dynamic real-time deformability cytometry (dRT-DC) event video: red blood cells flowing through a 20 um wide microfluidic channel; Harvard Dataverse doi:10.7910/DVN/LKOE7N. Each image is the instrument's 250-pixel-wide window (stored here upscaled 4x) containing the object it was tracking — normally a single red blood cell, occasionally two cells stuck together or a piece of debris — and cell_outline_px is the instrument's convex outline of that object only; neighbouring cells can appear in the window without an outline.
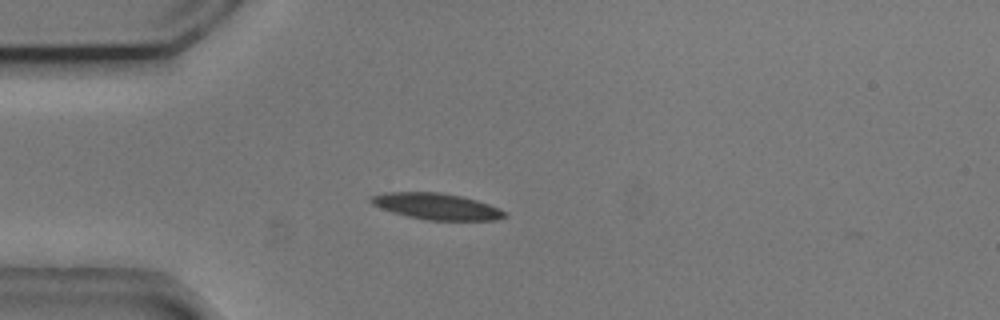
{"species": "common noctule bat (a hibernating species)", "species_latin": "Nyctalus noctula", "temperature_condition": "cold", "stored_images_in_passage": 41, "camera_frame_rate_fps": 3000, "um_per_image_px": 0.085, "animal": {"sex": "male", "body_mass_g": 20.5, "forearm_length_mm": 52.5}, "frame": {"image": 1, "passage_image": 5, "time_ms": 1.333, "image_size_px": [1000, 320], "cell_outline_px": [[508, 216], [496, 220], [428, 220], [408, 216], [392, 212], [380, 208], [372, 204], [368, 200], [368, 196], [384, 192], [440, 192], [460, 196], [476, 200], [500, 208]], "centroid_in_image_um": [37.06, 17.53], "position_along_channel_um": 47.9, "area_um2": 20.52}}
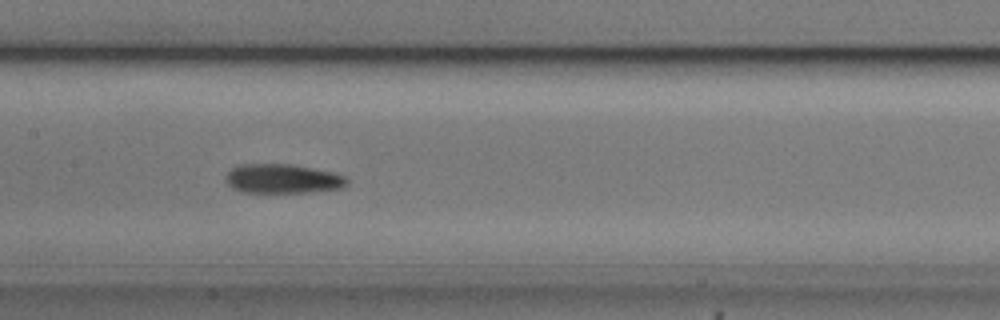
{"frame": {"image": 2, "passage_image": 17, "time_ms": 5.333, "image_size_px": [1000, 320], "cell_outline_px": [[348, 184], [344, 188], [312, 192], [240, 192], [232, 188], [224, 180], [224, 176], [232, 168], [240, 164], [288, 164], [312, 168], [332, 172], [344, 176], [348, 180]], "centroid_in_image_um": [24.01, 15.2], "position_along_channel_um": 183.4, "area_um2": 20.81}}
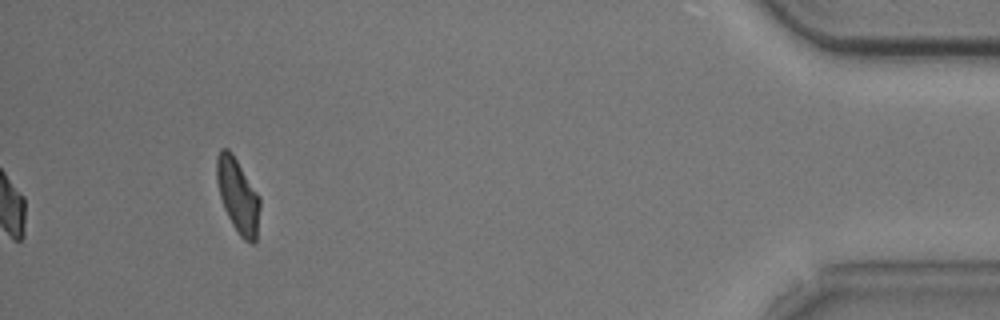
{"frame": {"image": 3, "passage_image": 41, "time_ms": 13.333, "image_size_px": [1000, 320], "cell_outline_px": [[260, 208], [256, 240], [252, 244], [244, 240], [240, 236], [232, 224], [224, 208], [220, 196], [216, 180], [216, 156], [220, 148], [228, 148], [232, 152], [260, 196]], "centroid_in_image_um": [20.21, 16.6], "position_along_channel_um": 415.0, "area_um2": 18.9}, "authors_computed_cell_mechanics": {"area_um2": 20.1722, "velocity_mm_per_s": 3.7167, "shape_relaxation_time_tau1_ms": 4.3357, "shape_relaxation_time_tau2_ms": 5.3524, "deformation_change_tau1": 0.1149, "deformation_change_tau2": 0.1196}}